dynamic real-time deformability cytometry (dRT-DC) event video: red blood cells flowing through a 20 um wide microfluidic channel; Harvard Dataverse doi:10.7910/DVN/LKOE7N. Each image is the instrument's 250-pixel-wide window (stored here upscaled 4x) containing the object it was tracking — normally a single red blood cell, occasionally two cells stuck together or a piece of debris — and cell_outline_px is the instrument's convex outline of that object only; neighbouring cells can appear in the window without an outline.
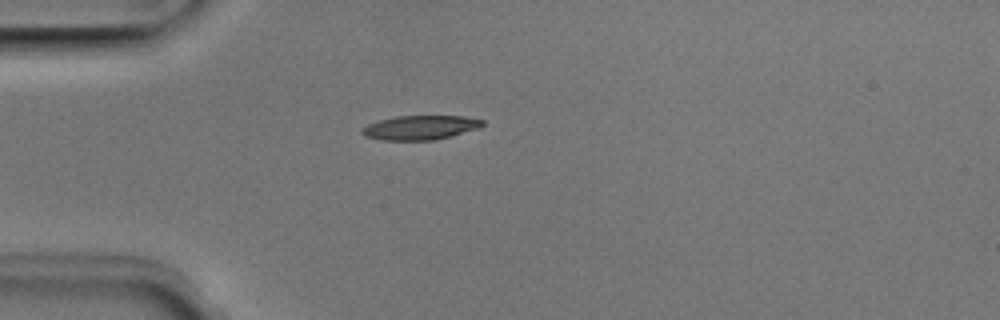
{"species": "Egyptian fruit bat (a non-hibernating species)", "species_latin": "Rousettus aegyptiacus", "temperature_condition": "room temperature", "stored_images_in_passage": 2, "camera_frame_rate_fps": 3000, "um_per_image_px": 0.085, "animal": {"sex": "male"}, "frame": {"image": 1, "passage_image": 1, "time_ms": 0.0, "image_size_px": [1000, 320], "cell_outline_px": [[484, 124], [480, 128], [432, 140], [380, 140], [364, 136], [360, 132], [360, 128], [368, 124], [380, 120], [396, 116], [464, 116], [484, 120]], "centroid_in_image_um": [35.68, 10.84], "position_along_channel_um": 49.3, "area_um2": 16.99}}